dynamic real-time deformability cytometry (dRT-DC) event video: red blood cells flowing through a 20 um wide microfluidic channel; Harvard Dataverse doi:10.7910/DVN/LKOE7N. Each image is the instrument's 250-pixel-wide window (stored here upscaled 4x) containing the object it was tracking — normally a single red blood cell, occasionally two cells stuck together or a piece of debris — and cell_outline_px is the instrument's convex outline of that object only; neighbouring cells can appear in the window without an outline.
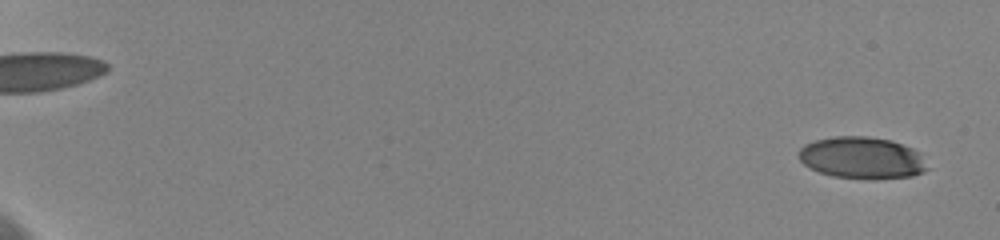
{"species": "human", "species_latin": "Homo sapiens", "temperature_condition": "cold", "stored_images_in_passage": 60, "camera_frame_rate_fps": 3000, "um_per_image_px": 0.085, "donor": {"sex": "female"}, "frame": {"image": 1, "passage_image": 3, "time_ms": 0.667, "image_size_px": [1000, 240], "cell_outline_px": [[932, 168], [924, 172], [912, 176], [876, 180], [832, 176], [820, 172], [804, 164], [800, 160], [800, 148], [804, 144], [816, 140], [836, 136], [868, 136], [892, 140], [912, 148], [920, 152]], "centroid_in_image_um": [73.36, 13.43], "position_along_channel_um": 11.6, "area_um2": 31.79}}
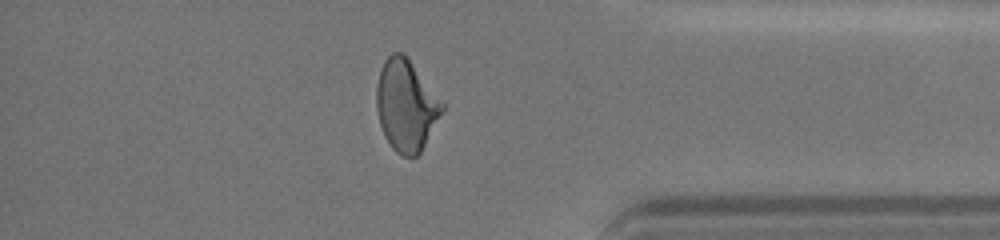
{"frame": {"image": 2, "passage_image": 53, "time_ms": 17.333, "image_size_px": [1000, 240], "cell_outline_px": [[444, 108], [420, 152], [416, 156], [404, 156], [396, 152], [392, 148], [384, 136], [376, 112], [376, 88], [380, 68], [384, 60], [392, 52], [404, 52], [444, 104]], "centroid_in_image_um": [34.48, 8.93], "position_along_channel_um": 400.7, "area_um2": 34.74}}
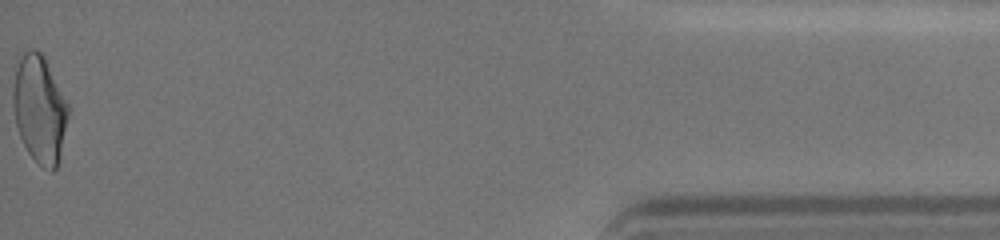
{"frame": {"image": 3, "passage_image": 60, "time_ms": 19.667, "image_size_px": [1000, 240], "cell_outline_px": [[68, 116], [60, 156], [56, 168], [52, 172], [44, 168], [28, 152], [20, 136], [16, 124], [12, 104], [12, 88], [16, 68], [20, 56], [28, 48], [36, 48], [44, 56], [68, 104]], "centroid_in_image_um": [3.34, 9.24], "position_along_channel_um": 431.9, "area_um2": 34.45}, "authors_computed_cell_mechanics": {"area_um2": 34.102, "velocity_mm_per_s": 3.6284, "shape_relaxation_time_tau1_ms": 6.0407, "shape_relaxation_time_tau2_ms": 1.4014, "deformation_change_tau1": 0.1718, "deformation_change_tau2": 0.0782}}